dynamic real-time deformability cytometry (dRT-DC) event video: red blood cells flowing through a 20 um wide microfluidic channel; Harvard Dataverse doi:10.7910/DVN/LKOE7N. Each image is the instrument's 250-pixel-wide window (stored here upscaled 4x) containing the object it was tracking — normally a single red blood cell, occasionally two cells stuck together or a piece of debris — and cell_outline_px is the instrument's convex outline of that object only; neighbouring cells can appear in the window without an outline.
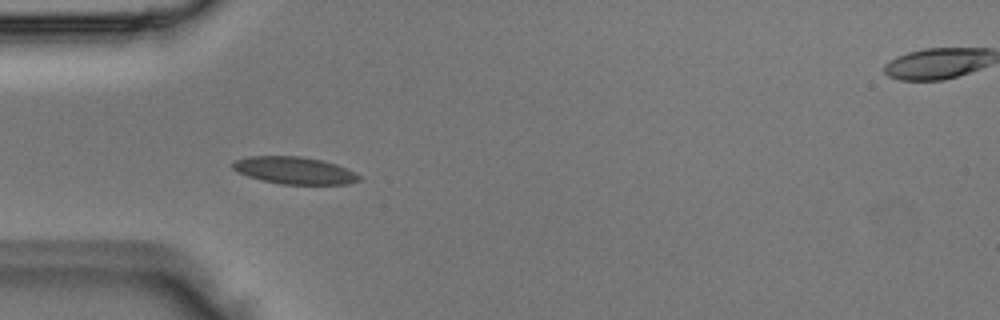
{"species": "Egyptian fruit bat (a non-hibernating species)", "species_latin": "Rousettus aegyptiacus", "temperature_condition": "room temperature", "stored_images_in_passage": 5, "camera_frame_rate_fps": 3000, "um_per_image_px": 0.085, "animal": {"sex": "male"}, "frame": {"image": 1, "passage_image": 4, "time_ms": 1.0, "image_size_px": [1000, 320], "cell_outline_px": [[360, 180], [348, 184], [280, 184], [248, 176], [232, 168], [232, 164], [236, 160], [248, 156], [300, 156], [324, 160], [348, 168], [356, 172], [360, 176]], "centroid_in_image_um": [25.08, 14.48], "position_along_channel_um": 59.9, "area_um2": 20.0}}